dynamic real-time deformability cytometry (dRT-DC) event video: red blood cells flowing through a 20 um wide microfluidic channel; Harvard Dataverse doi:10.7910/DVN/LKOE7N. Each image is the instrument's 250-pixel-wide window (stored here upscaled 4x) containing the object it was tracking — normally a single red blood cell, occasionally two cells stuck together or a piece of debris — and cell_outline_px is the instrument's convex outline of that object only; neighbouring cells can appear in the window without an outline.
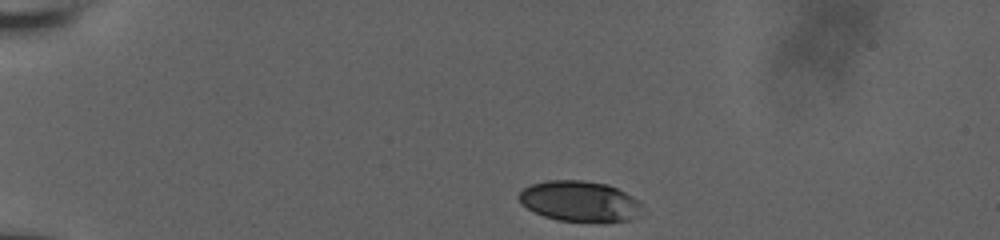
{"species": "human", "species_latin": "Homo sapiens", "temperature_condition": "room temperature", "stored_images_in_passage": 38, "camera_frame_rate_fps": 3000, "um_per_image_px": 0.085, "donor": {"sex": "male"}, "frame": {"image": 1, "passage_image": 1, "time_ms": 0.0, "image_size_px": [1000, 240], "cell_outline_px": [[640, 216], [632, 220], [556, 220], [544, 216], [520, 204], [520, 192], [524, 188], [532, 184], [548, 180], [580, 180], [608, 184], [632, 196], [640, 204]], "centroid_in_image_um": [49.26, 17.08], "position_along_channel_um": 35.7, "area_um2": 28.5}}
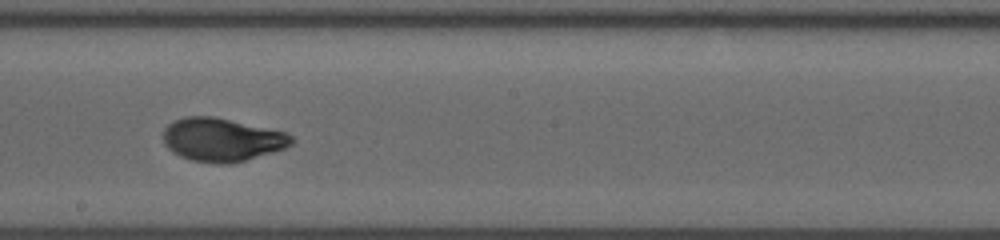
{"frame": {"image": 2, "passage_image": 22, "time_ms": 7.0, "image_size_px": [1000, 240], "cell_outline_px": [[296, 140], [292, 144], [284, 148], [272, 152], [244, 160], [228, 164], [216, 164], [192, 160], [180, 156], [172, 152], [164, 144], [164, 128], [168, 124], [184, 116], [212, 116], [288, 132]], "centroid_in_image_um": [18.87, 11.87], "position_along_channel_um": 229.3, "area_um2": 32.37}}
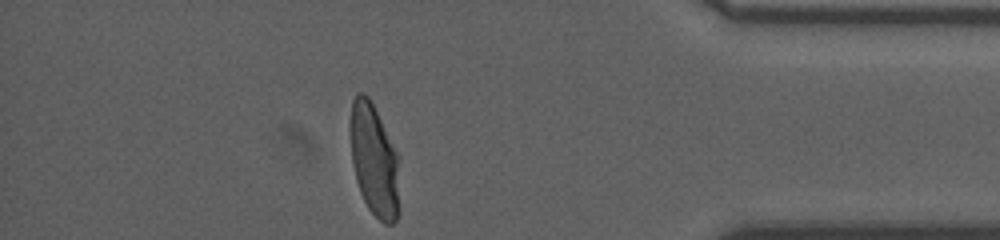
{"frame": {"image": 3, "passage_image": 38, "time_ms": 12.333, "image_size_px": [1000, 240], "cell_outline_px": [[400, 212], [396, 220], [392, 224], [384, 224], [368, 208], [360, 192], [356, 180], [352, 160], [352, 100], [356, 92], [360, 92], [368, 96], [396, 152]], "centroid_in_image_um": [31.82, 13.71], "position_along_channel_um": 403.4, "area_um2": 31.21}, "authors_computed_cell_mechanics": {"area_um2": 31.5588, "velocity_mm_per_s": 3.8164, "shape_relaxation_time_tau1_ms": 3.2, "shape_relaxation_time_tau2_ms": null, "deformation_change_tau1": 0.1751, "deformation_change_tau2": null}}